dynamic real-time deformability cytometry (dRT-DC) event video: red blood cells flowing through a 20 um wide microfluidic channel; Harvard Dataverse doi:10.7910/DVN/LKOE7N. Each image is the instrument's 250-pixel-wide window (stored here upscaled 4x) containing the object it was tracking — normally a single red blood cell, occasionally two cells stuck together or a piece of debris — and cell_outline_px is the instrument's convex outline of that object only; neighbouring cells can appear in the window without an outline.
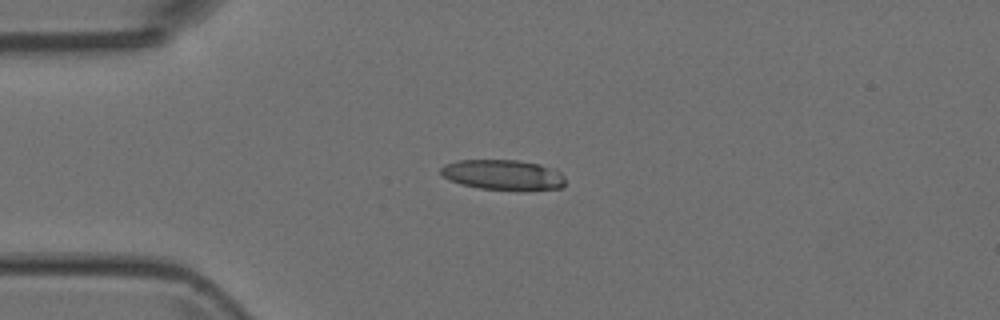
{"species": "Egyptian fruit bat (a non-hibernating species)", "species_latin": "Rousettus aegyptiacus", "temperature_condition": "room temperature", "stored_images_in_passage": 4, "camera_frame_rate_fps": 3000, "um_per_image_px": 0.085, "animal": {"sex": "female"}, "frame": {"image": 1, "passage_image": 4, "time_ms": 1.0, "image_size_px": [1000, 320], "cell_outline_px": [[564, 184], [560, 188], [524, 192], [520, 192], [480, 188], [460, 184], [444, 176], [440, 172], [440, 168], [444, 164], [456, 160], [520, 160], [540, 164], [560, 172], [564, 176]], "centroid_in_image_um": [42.78, 14.88], "position_along_channel_um": 42.2, "area_um2": 22.43}}